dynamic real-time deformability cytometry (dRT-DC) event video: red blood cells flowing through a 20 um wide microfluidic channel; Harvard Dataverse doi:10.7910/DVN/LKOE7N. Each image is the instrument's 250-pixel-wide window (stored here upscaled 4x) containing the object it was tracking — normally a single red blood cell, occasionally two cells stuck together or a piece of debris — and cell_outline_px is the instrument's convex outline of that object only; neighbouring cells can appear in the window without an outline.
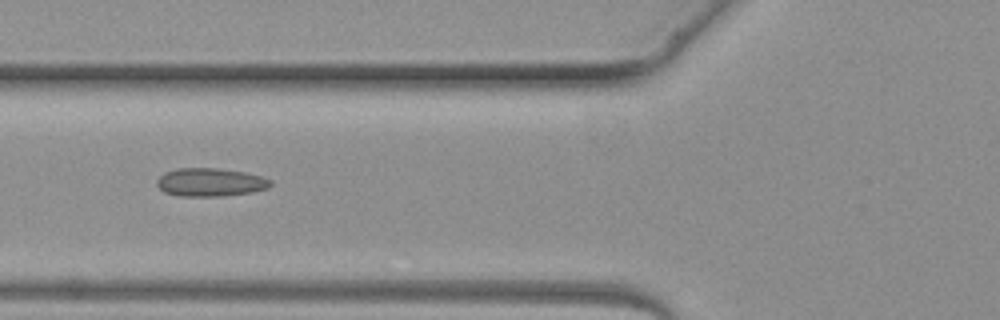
{"species": "common noctule bat (a hibernating species)", "species_latin": "Nyctalus noctula", "temperature_condition": "warm", "stored_images_in_passage": 5, "camera_frame_rate_fps": 3000, "um_per_image_px": 0.085, "animal": {"sex": "female", "body_mass_g": 19.3, "forearm_length_mm": 54.1}, "frame": {"image": 1, "passage_image": 5, "time_ms": 4.667, "image_size_px": [1000, 320], "cell_outline_px": [[272, 184], [268, 188], [252, 192], [224, 196], [180, 196], [164, 192], [156, 184], [156, 180], [164, 172], [176, 168], [216, 168], [244, 172], [260, 176], [272, 180]], "centroid_in_image_um": [17.86, 15.49], "position_along_channel_um": 107.9, "area_um2": 18.79}}